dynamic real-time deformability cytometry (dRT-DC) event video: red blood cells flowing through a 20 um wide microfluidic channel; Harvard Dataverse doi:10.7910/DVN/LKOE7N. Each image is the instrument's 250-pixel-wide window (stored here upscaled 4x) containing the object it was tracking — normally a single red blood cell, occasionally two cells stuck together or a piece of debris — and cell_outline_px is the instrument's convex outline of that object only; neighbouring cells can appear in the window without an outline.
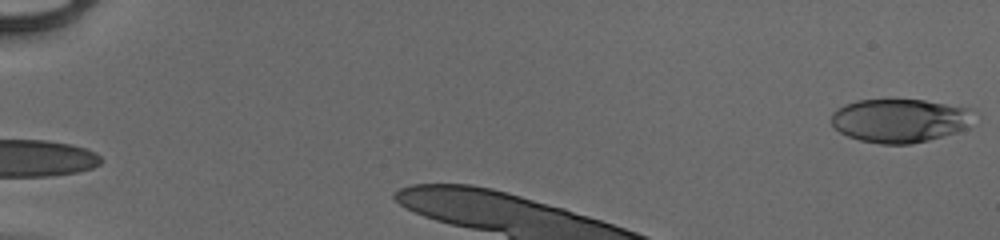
{"species": "human", "species_latin": "Homo sapiens", "temperature_condition": "cold", "stored_images_in_passage": 8, "camera_frame_rate_fps": 3000, "um_per_image_px": 0.085, "donor": {"sex": "male"}, "frame": {"image": 1, "passage_image": 1, "time_ms": 0.0, "image_size_px": [1000, 240], "cell_outline_px": [[972, 112], [968, 128], [956, 132], [928, 140], [912, 144], [880, 144], [860, 140], [848, 136], [840, 132], [832, 124], [832, 112], [836, 108], [844, 104], [856, 100], [924, 100], [968, 108]], "centroid_in_image_um": [76.44, 10.25], "position_along_channel_um": 8.6, "area_um2": 36.07}}